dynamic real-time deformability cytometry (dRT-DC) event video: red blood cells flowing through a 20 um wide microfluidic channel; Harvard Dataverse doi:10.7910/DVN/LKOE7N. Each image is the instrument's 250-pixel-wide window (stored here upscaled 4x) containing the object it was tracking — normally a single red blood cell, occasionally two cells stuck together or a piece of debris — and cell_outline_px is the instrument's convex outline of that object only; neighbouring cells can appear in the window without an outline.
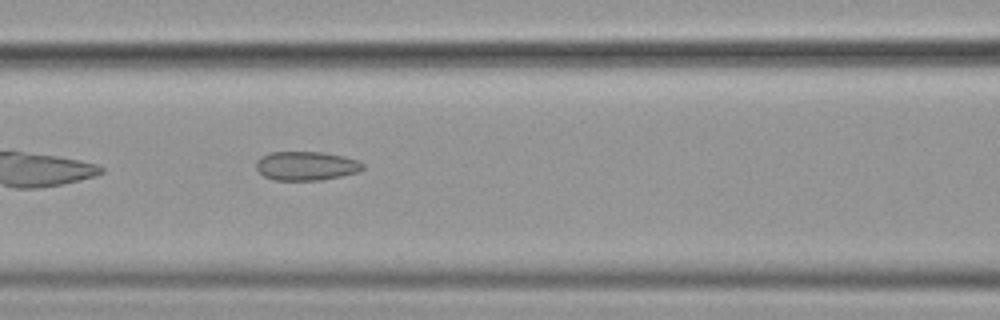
{"species": "common noctule bat (a hibernating species)", "species_latin": "Nyctalus noctula", "temperature_condition": "cold", "stored_images_in_passage": 39, "camera_frame_rate_fps": 3000, "um_per_image_px": 0.085, "animal": {"sex": "female", "body_mass_g": 19.9}, "frame": {"image": 1, "passage_image": 8, "time_ms": 2.333, "image_size_px": [1000, 320], "cell_outline_px": [[364, 168], [356, 172], [340, 176], [320, 180], [276, 180], [264, 176], [256, 168], [256, 160], [260, 156], [272, 152], [324, 152], [344, 156], [360, 160], [364, 164]], "centroid_in_image_um": [26.03, 14.09], "position_along_channel_um": 140.6, "area_um2": 18.03}}
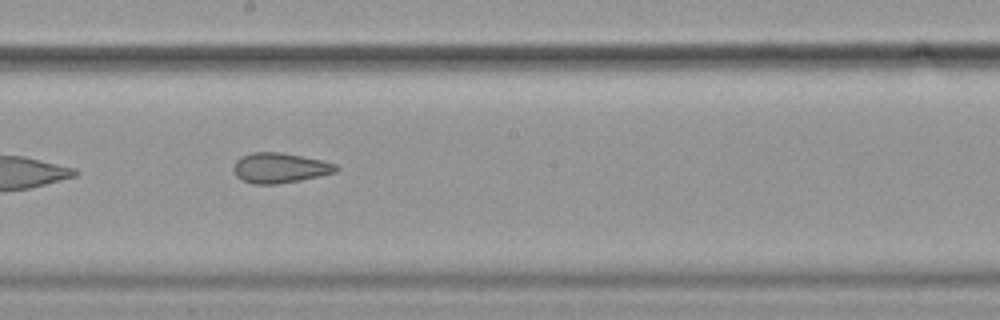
{"frame": {"image": 2, "passage_image": 15, "time_ms": 4.667, "image_size_px": [1000, 320], "cell_outline_px": [[340, 168], [336, 172], [300, 180], [276, 184], [252, 184], [236, 176], [232, 168], [236, 160], [240, 156], [252, 152], [280, 152], [320, 160], [336, 164]], "centroid_in_image_um": [23.75, 14.27], "position_along_channel_um": 224.4, "area_um2": 17.92}}
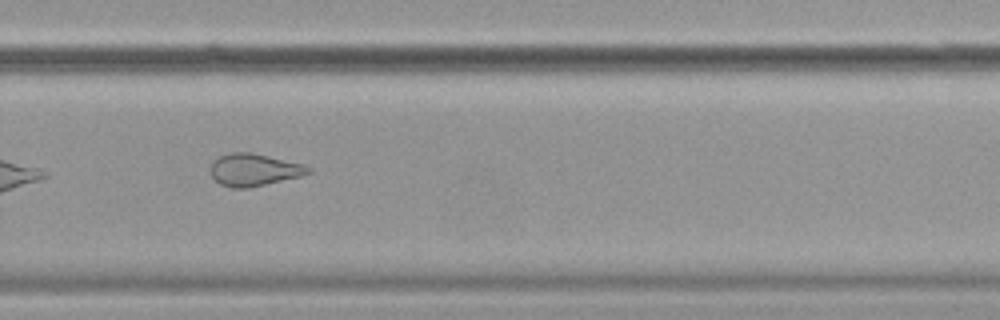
{"frame": {"image": 3, "passage_image": 22, "time_ms": 7.0, "image_size_px": [1000, 320], "cell_outline_px": [[312, 172], [300, 176], [248, 188], [232, 188], [220, 184], [212, 176], [208, 168], [212, 160], [220, 156], [232, 152], [252, 152], [304, 164], [312, 168]], "centroid_in_image_um": [21.56, 14.42], "position_along_channel_um": 308.2, "area_um2": 18.55}, "authors_computed_cell_mechanics": {"area_um2": 19.1318, "velocity_mm_per_s": 3.6091, "shape_relaxation_time_tau1_ms": null, "shape_relaxation_time_tau2_ms": 2.1871, "deformation_change_tau1": null, "deformation_change_tau2": 0.0942}}